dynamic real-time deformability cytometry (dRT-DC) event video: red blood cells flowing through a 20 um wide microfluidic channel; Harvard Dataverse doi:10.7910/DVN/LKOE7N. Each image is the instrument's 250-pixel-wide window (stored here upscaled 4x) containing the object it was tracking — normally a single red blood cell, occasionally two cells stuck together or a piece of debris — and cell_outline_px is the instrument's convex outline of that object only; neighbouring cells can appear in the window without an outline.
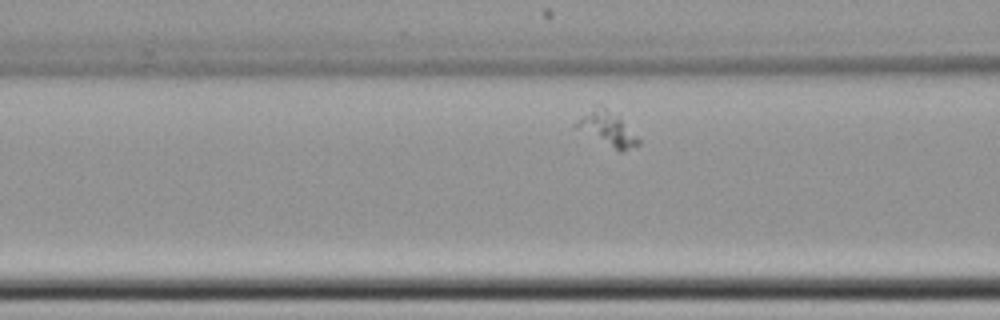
{"species": "common noctule bat (a hibernating species)", "species_latin": "Nyctalus noctula", "temperature_condition": "cold", "stored_images_in_passage": 34, "camera_frame_rate_fps": 3000, "um_per_image_px": 0.085, "animal": {"sex": "female", "body_mass_g": 22.7, "forearm_length_mm": 54.2}, "frame": {"image": 1, "passage_image": 8, "time_ms": 2.333, "image_size_px": [1000, 320], "cell_outline_px": [[640, 144], [620, 152], [576, 128], [572, 124], [596, 104], [620, 116], [640, 140]], "centroid_in_image_um": [51.63, 10.93], "position_along_channel_um": 115.0, "area_um2": 12.2}}
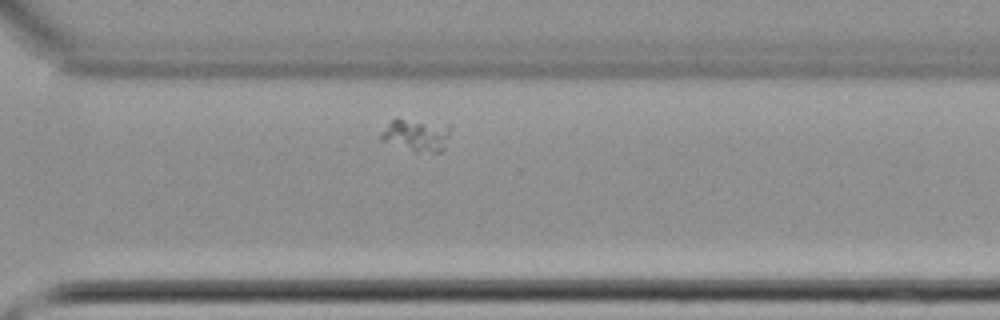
{"frame": {"image": 2, "passage_image": 27, "time_ms": 8.667, "image_size_px": [1000, 320], "cell_outline_px": [[452, 124], [444, 148], [440, 152], [416, 152], [380, 140], [380, 132], [396, 116]], "centroid_in_image_um": [35.4, 11.43], "position_along_channel_um": 335.2, "area_um2": 13.64}}
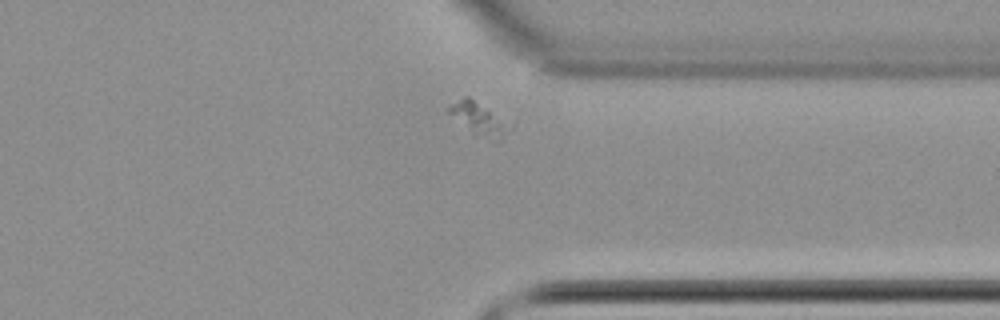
{"frame": {"image": 3, "passage_image": 30, "time_ms": 9.667, "image_size_px": [1000, 320], "cell_outline_px": [[516, 120], [512, 128], [500, 140], [496, 140], [468, 124], [448, 112], [448, 108], [452, 104], [464, 96], [468, 96]], "centroid_in_image_um": [40.98, 9.98], "position_along_channel_um": 370.4, "area_um2": 11.04}}